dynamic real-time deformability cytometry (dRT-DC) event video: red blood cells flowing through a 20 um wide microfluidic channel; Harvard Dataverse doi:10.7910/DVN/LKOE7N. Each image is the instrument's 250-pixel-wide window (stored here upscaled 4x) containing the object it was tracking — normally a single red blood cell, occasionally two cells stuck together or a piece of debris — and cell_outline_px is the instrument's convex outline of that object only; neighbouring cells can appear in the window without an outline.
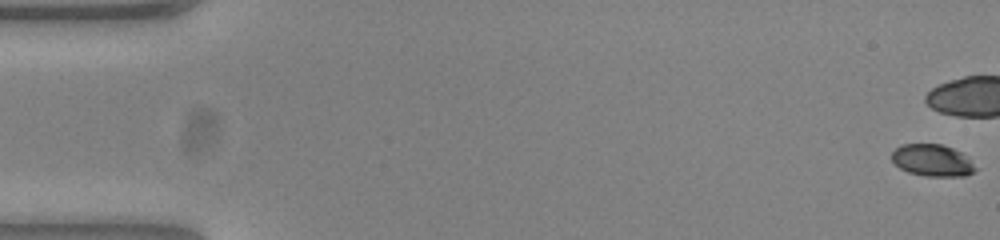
{"species": "common noctule bat (a hibernating species)", "species_latin": "Nyctalus noctula", "temperature_condition": "warm", "stored_images_in_passage": 13, "camera_frame_rate_fps": 3000, "um_per_image_px": 0.085, "animal": {"sex": "female", "body_mass_g": 23.0, "forearm_length_mm": 53.4}, "frame": {"image": 1, "passage_image": 1, "time_ms": 0.0, "image_size_px": [1000, 240], "cell_outline_px": [[980, 168], [964, 176], [924, 176], [908, 172], [900, 168], [892, 160], [892, 152], [900, 144], [940, 144], [952, 148], [960, 152]], "centroid_in_image_um": [79.26, 13.63], "position_along_channel_um": 5.7, "area_um2": 15.55}}